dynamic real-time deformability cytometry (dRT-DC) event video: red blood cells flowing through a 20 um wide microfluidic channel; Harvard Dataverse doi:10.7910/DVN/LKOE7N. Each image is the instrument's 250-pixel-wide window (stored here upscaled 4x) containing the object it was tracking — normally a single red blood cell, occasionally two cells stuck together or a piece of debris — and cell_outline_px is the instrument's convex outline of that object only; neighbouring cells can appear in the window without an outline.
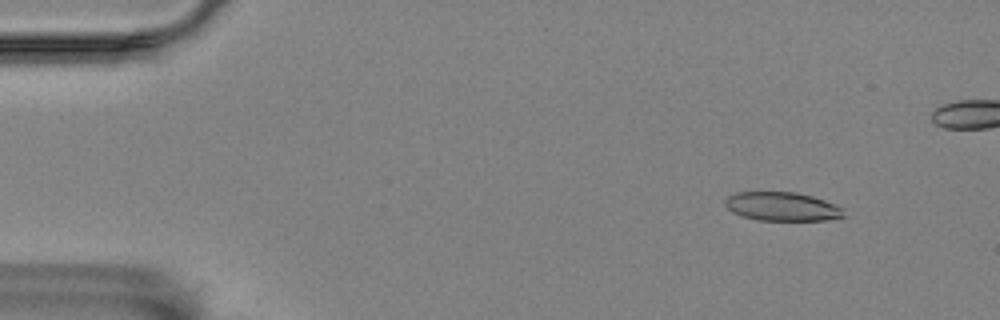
{"species": "Egyptian fruit bat (a non-hibernating species)", "species_latin": "Rousettus aegyptiacus", "temperature_condition": "room temperature", "stored_images_in_passage": 5, "camera_frame_rate_fps": 3000, "um_per_image_px": 0.085, "animal": {"sex": "female"}, "frame": {"image": 1, "passage_image": 2, "time_ms": 1.0, "image_size_px": [1000, 320], "cell_outline_px": [[844, 216], [828, 220], [756, 220], [732, 212], [724, 204], [724, 200], [728, 196], [736, 192], [796, 192], [812, 196], [836, 204], [844, 208]], "centroid_in_image_um": [66.49, 17.55], "position_along_channel_um": 18.5, "area_um2": 19.94}}